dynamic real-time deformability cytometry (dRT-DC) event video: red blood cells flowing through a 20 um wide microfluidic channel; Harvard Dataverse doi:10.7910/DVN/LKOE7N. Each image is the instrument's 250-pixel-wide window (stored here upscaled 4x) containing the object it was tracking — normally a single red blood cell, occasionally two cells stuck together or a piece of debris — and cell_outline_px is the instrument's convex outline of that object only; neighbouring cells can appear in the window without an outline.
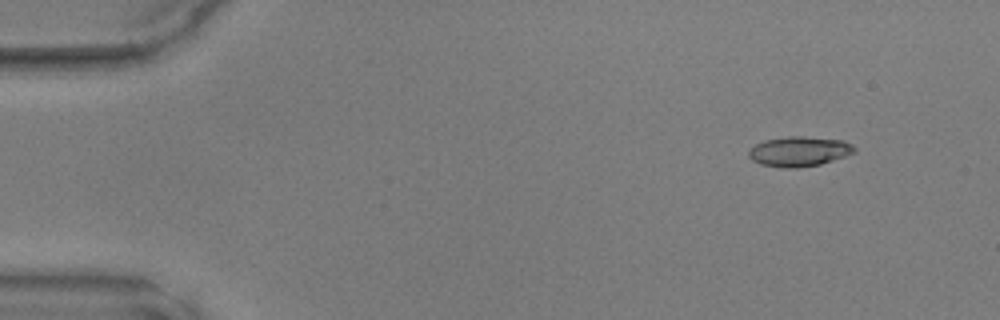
{"species": "common noctule bat (a hibernating species)", "species_latin": "Nyctalus noctula", "temperature_condition": "warm", "stored_images_in_passage": 48, "camera_frame_rate_fps": 3000, "um_per_image_px": 0.085, "animal": {"sex": "male", "body_mass_g": 17.9, "forearm_length_mm": 54.2}, "frame": {"image": 1, "passage_image": 5, "time_ms": 1.333, "image_size_px": [1000, 320], "cell_outline_px": [[856, 152], [820, 164], [796, 168], [784, 168], [760, 164], [752, 160], [748, 156], [748, 148], [764, 140], [788, 136], [804, 136], [844, 140], [852, 144], [856, 148]], "centroid_in_image_um": [67.91, 12.86], "position_along_channel_um": 17.1, "area_um2": 18.55}}
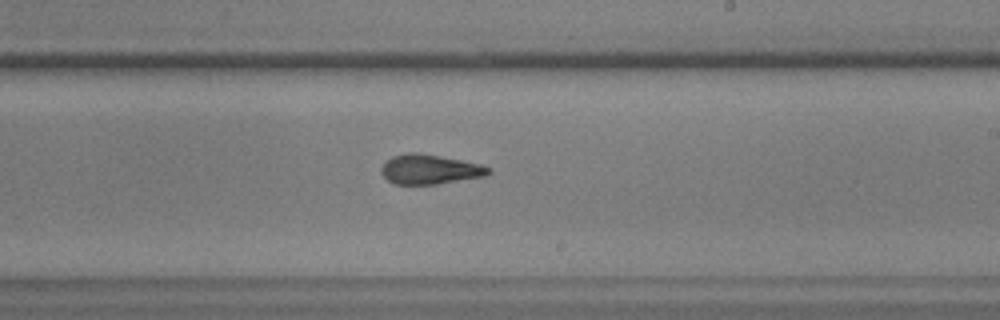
{"frame": {"image": 2, "passage_image": 29, "time_ms": 9.333, "image_size_px": [1000, 320], "cell_outline_px": [[492, 172], [484, 176], [436, 184], [392, 184], [380, 172], [380, 168], [392, 156], [408, 152], [416, 152], [440, 156], [480, 164], [492, 168]], "centroid_in_image_um": [36.52, 14.39], "position_along_channel_um": 252.5, "area_um2": 18.44}}
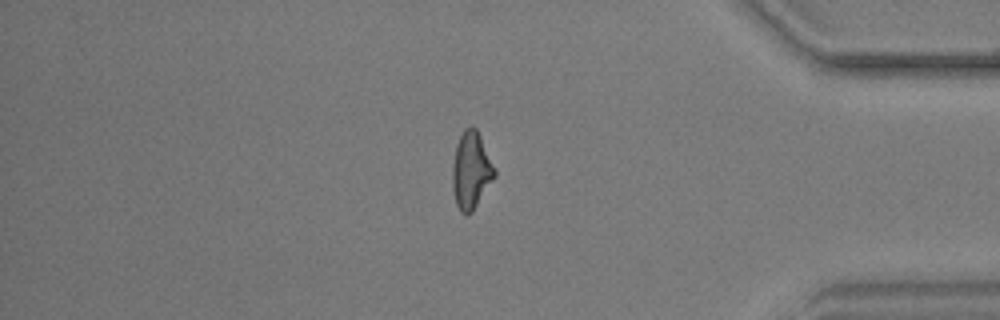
{"frame": {"image": 3, "passage_image": 41, "time_ms": 13.333, "image_size_px": [1000, 320], "cell_outline_px": [[496, 176], [472, 212], [468, 216], [464, 216], [460, 212], [456, 204], [452, 188], [452, 164], [456, 144], [464, 128], [472, 124], [476, 128], [496, 168]], "centroid_in_image_um": [40.04, 14.49], "position_along_channel_um": 395.2, "area_um2": 19.31}}